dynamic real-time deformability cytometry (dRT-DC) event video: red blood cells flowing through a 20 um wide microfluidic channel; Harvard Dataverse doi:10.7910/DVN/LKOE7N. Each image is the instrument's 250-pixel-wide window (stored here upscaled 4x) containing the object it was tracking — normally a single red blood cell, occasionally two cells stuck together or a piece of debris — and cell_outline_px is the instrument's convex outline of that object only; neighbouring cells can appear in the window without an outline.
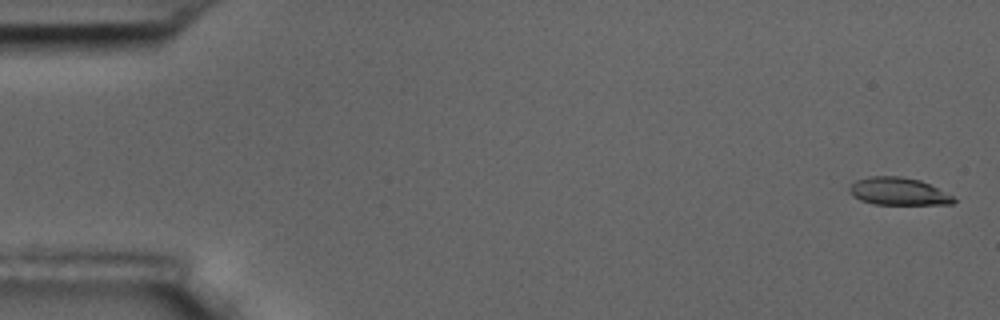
{"species": "common noctule bat (a hibernating species)", "species_latin": "Nyctalus noctula", "temperature_condition": "room temperature", "stored_images_in_passage": 38, "camera_frame_rate_fps": 3000, "um_per_image_px": 0.085, "animal": {"sex": "male", "body_mass_g": 17.5, "forearm_length_mm": 52.3}, "frame": {"image": 1, "passage_image": 2, "time_ms": 0.333, "image_size_px": [1000, 320], "cell_outline_px": [[956, 200], [952, 204], [872, 204], [860, 200], [852, 196], [848, 192], [848, 188], [856, 180], [868, 176], [900, 176], [920, 180], [952, 196]], "centroid_in_image_um": [76.29, 16.27], "position_along_channel_um": 8.7, "area_um2": 16.65}}
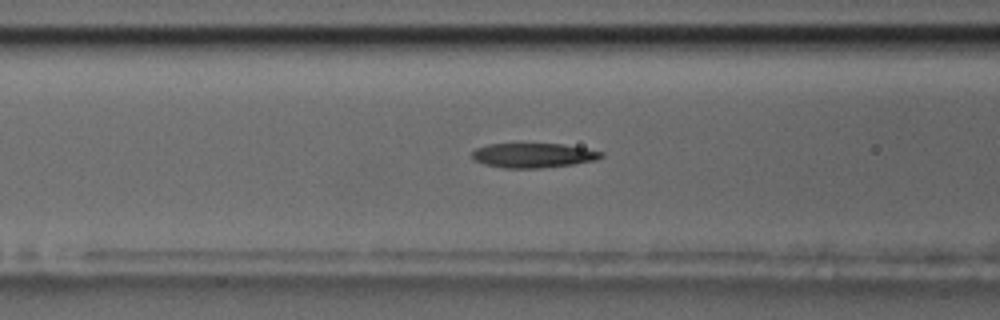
{"frame": {"image": 2, "passage_image": 23, "time_ms": 7.333, "image_size_px": [1000, 320], "cell_outline_px": [[604, 156], [596, 160], [572, 164], [540, 168], [504, 168], [484, 164], [476, 160], [472, 156], [472, 152], [476, 148], [488, 144], [560, 144], [584, 148], [604, 152]], "centroid_in_image_um": [45.34, 13.21], "position_along_channel_um": 121.3, "area_um2": 18.32}}
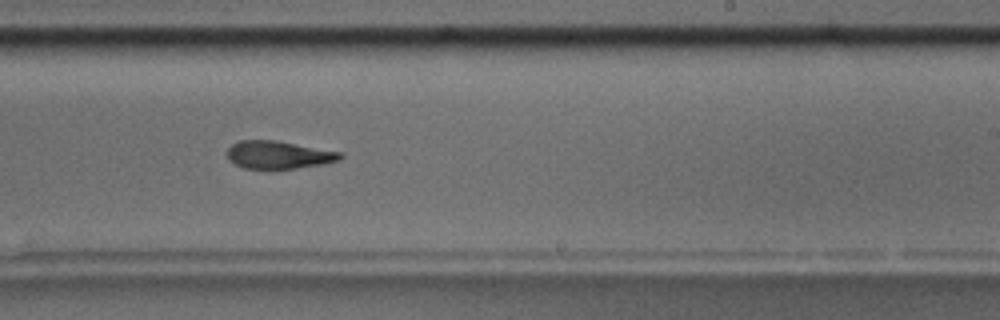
{"frame": {"image": 3, "passage_image": 35, "time_ms": 11.333, "image_size_px": [1000, 320], "cell_outline_px": [[344, 156], [340, 160], [324, 164], [272, 172], [268, 172], [244, 168], [228, 160], [228, 148], [232, 144], [240, 140], [276, 140], [344, 152]], "centroid_in_image_um": [23.71, 13.2], "position_along_channel_um": 265.3, "area_um2": 19.25}}